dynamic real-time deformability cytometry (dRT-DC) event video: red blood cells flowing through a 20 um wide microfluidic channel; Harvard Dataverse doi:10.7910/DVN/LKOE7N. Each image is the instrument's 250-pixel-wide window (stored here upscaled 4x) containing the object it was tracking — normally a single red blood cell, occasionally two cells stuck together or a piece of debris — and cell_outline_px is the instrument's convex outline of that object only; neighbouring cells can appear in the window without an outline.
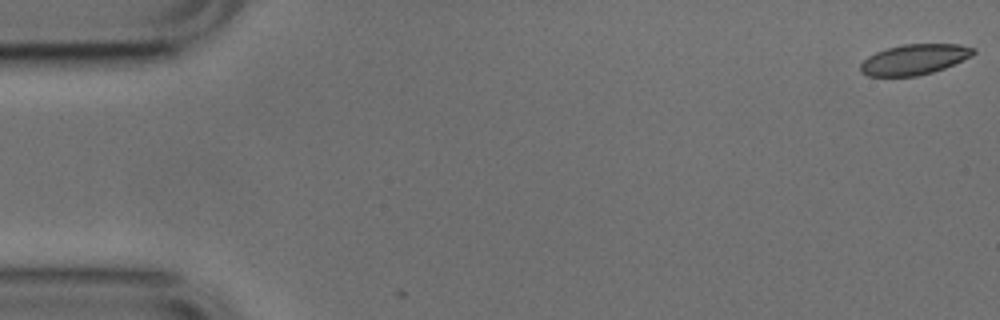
{"species": "common noctule bat (a hibernating species)", "species_latin": "Nyctalus noctula", "temperature_condition": "cold", "stored_images_in_passage": 3, "camera_frame_rate_fps": 3000, "um_per_image_px": 0.085, "animal": {"sex": "male", "body_mass_g": 17.9, "forearm_length_mm": 54.2}, "frame": {"image": 1, "passage_image": 1, "time_ms": 0.0, "image_size_px": [1000, 320], "cell_outline_px": [[976, 52], [972, 56], [944, 68], [932, 72], [916, 76], [868, 76], [860, 72], [860, 64], [868, 56], [876, 52], [888, 48], [904, 44], [960, 44], [976, 48]], "centroid_in_image_um": [77.73, 5.05], "position_along_channel_um": 7.3, "area_um2": 20.0}}